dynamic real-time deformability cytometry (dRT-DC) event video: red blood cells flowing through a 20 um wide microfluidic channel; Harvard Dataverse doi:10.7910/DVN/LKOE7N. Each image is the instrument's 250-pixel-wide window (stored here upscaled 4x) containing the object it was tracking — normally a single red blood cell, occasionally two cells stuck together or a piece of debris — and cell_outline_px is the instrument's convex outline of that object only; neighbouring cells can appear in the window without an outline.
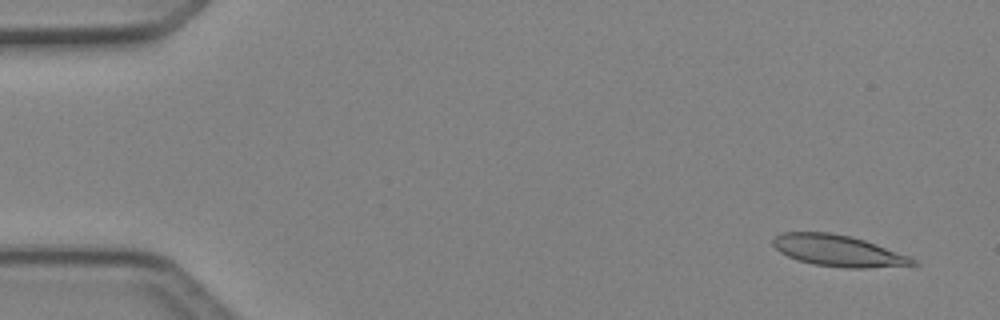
{"species": "Egyptian fruit bat (a non-hibernating species)", "species_latin": "Rousettus aegyptiacus", "temperature_condition": "cold", "stored_images_in_passage": 49, "camera_frame_rate_fps": 3000, "um_per_image_px": 0.085, "animal": {"sex": "female"}, "frame": {"image": 1, "passage_image": 2, "time_ms": 0.333, "image_size_px": [1000, 320], "cell_outline_px": [[920, 264], [868, 268], [844, 268], [816, 264], [800, 260], [788, 256], [780, 252], [772, 244], [772, 240], [776, 236], [784, 232], [828, 232], [848, 236], [864, 240], [908, 256], [916, 260]], "centroid_in_image_um": [71.23, 21.31], "position_along_channel_um": 13.8, "area_um2": 25.09}}
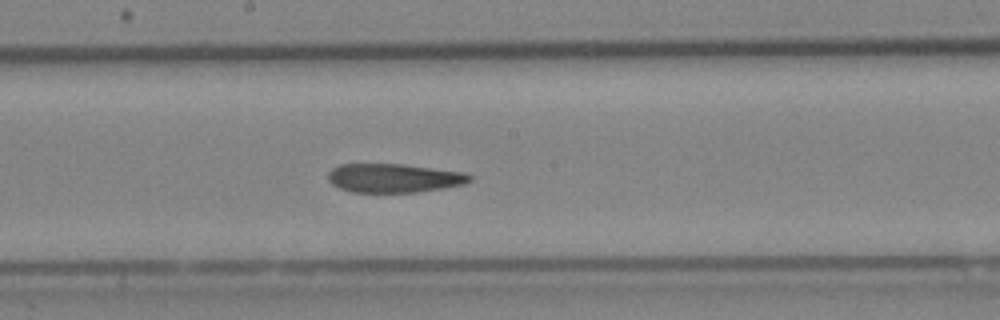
{"frame": {"image": 2, "passage_image": 26, "time_ms": 8.333, "image_size_px": [1000, 320], "cell_outline_px": [[472, 180], [464, 184], [444, 188], [416, 192], [352, 192], [340, 188], [332, 184], [328, 180], [328, 172], [332, 168], [340, 164], [400, 164], [464, 172], [472, 176]], "centroid_in_image_um": [33.47, 15.13], "position_along_channel_um": 214.7, "area_um2": 23.76}}
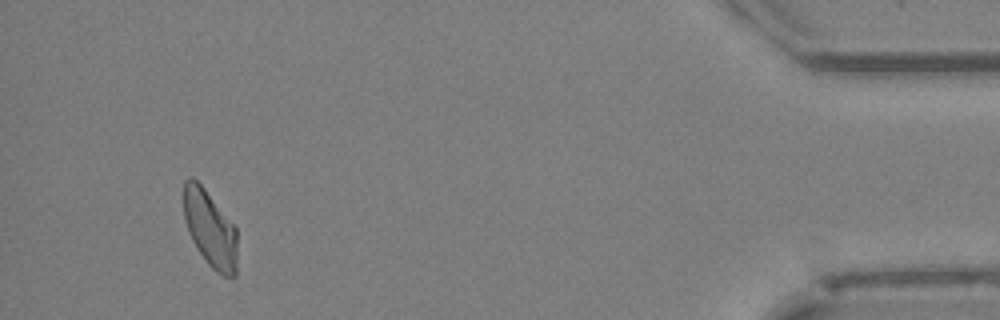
{"frame": {"image": 3, "passage_image": 46, "time_ms": 15.0, "image_size_px": [1000, 320], "cell_outline_px": [[236, 276], [224, 276], [216, 272], [208, 264], [196, 248], [188, 232], [184, 220], [184, 180], [192, 176], [204, 188], [236, 228]], "centroid_in_image_um": [17.83, 19.46], "position_along_channel_um": 417.4, "area_um2": 23.7}, "authors_computed_cell_mechanics": {"area_um2": 25.0852, "velocity_mm_per_s": 4.0638, "shape_relaxation_time_tau1_ms": 10.5643, "shape_relaxation_time_tau2_ms": 5.4161, "deformation_change_tau1": 0.2062, "deformation_change_tau2": 0.1377}}